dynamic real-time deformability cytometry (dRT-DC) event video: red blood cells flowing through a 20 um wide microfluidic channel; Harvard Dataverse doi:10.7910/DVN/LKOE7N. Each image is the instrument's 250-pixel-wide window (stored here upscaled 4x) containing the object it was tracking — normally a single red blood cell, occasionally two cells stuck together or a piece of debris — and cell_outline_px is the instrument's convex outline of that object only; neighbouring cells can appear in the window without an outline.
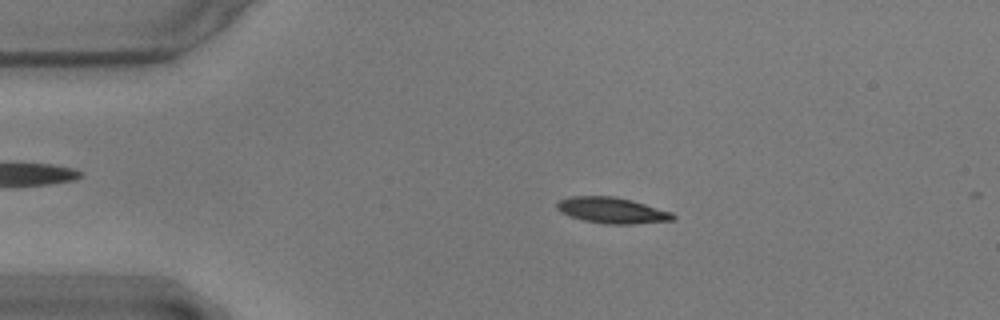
{"species": "common noctule bat (a hibernating species)", "species_latin": "Nyctalus noctula", "temperature_condition": "warm", "stored_images_in_passage": 15, "camera_frame_rate_fps": 3000, "um_per_image_px": 0.085, "animal": {"sex": "male", "body_mass_g": 17.9}, "frame": {"image": 1, "passage_image": 12, "time_ms": 3.667, "image_size_px": [1000, 320], "cell_outline_px": [[676, 220], [636, 224], [604, 224], [584, 220], [568, 216], [560, 212], [556, 208], [556, 204], [560, 200], [568, 196], [612, 196], [632, 200], [672, 212], [676, 216]], "centroid_in_image_um": [52.03, 17.89], "position_along_channel_um": 33.0, "area_um2": 17.74}}